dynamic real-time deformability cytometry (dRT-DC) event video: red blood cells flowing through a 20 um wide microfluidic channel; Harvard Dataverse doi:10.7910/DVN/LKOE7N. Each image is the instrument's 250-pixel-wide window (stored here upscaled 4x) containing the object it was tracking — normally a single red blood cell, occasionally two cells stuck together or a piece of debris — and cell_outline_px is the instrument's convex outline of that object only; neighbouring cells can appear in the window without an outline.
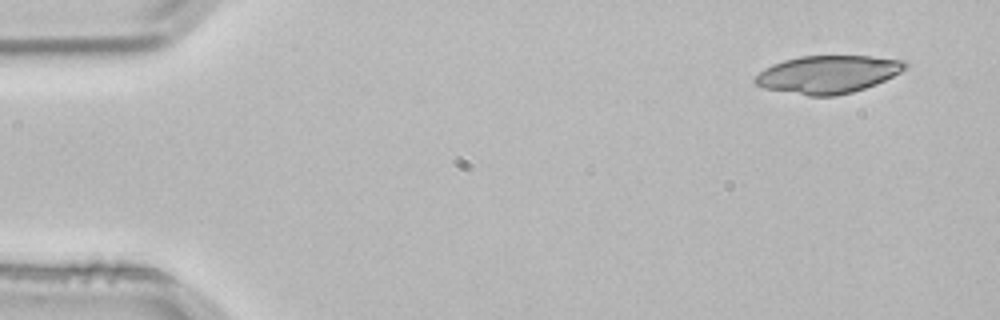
{"species": "common noctule bat (a hibernating species)", "species_latin": "Nyctalus noctula", "temperature_condition": "room temperature", "stored_images_in_passage": 3, "camera_frame_rate_fps": 3000, "um_per_image_px": 0.085, "animal": {"sex": "male", "body_mass_g": 21.5, "forearm_length_mm": 52.0}, "frame": {"image": 1, "passage_image": 1, "time_ms": 0.0, "image_size_px": [1000, 320], "cell_outline_px": [[908, 64], [900, 72], [876, 84], [852, 92], [836, 96], [808, 96], [764, 88], [756, 84], [752, 80], [764, 68], [772, 64], [784, 60], [800, 56], [872, 56], [904, 60]], "centroid_in_image_um": [70.35, 6.32], "position_along_channel_um": 14.7, "area_um2": 32.95}}